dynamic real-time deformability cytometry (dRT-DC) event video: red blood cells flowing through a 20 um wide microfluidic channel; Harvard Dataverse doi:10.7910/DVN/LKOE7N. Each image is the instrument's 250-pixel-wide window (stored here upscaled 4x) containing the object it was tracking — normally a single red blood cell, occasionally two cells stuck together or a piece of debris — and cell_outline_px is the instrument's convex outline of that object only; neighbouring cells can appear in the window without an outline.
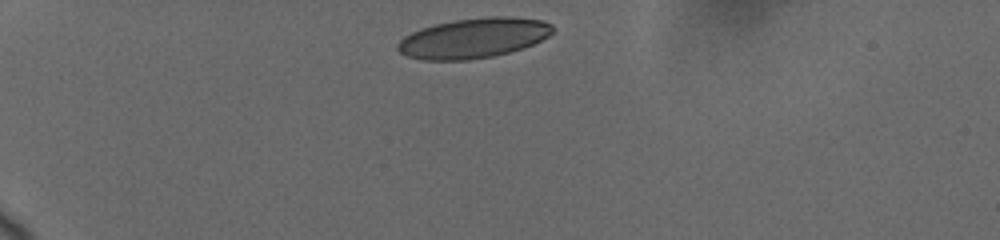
{"species": "human", "species_latin": "Homo sapiens", "temperature_condition": "cold", "stored_images_in_passage": 7, "camera_frame_rate_fps": 3000, "um_per_image_px": 0.085, "donor": {"sex": "female"}, "frame": {"image": 1, "passage_image": 1, "time_ms": 0.0, "image_size_px": [1000, 240], "cell_outline_px": [[552, 32], [548, 36], [524, 48], [492, 56], [468, 60], [424, 60], [408, 56], [400, 52], [396, 48], [396, 44], [404, 36], [420, 28], [436, 24], [456, 20], [488, 16], [504, 16], [540, 20], [552, 24]], "centroid_in_image_um": [40.22, 3.24], "position_along_channel_um": 44.8, "area_um2": 35.89}}
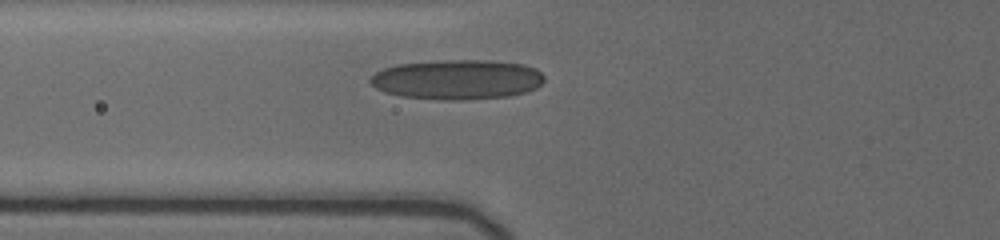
{"frame": {"image": 2, "passage_image": 5, "time_ms": 2.667, "image_size_px": [1000, 240], "cell_outline_px": [[544, 80], [536, 88], [528, 92], [508, 96], [460, 100], [444, 100], [404, 96], [384, 92], [376, 88], [368, 80], [376, 72], [384, 68], [396, 64], [440, 60], [488, 60], [524, 64], [536, 68], [544, 76]], "centroid_in_image_um": [38.88, 6.75], "position_along_channel_um": 86.9, "area_um2": 40.46}}
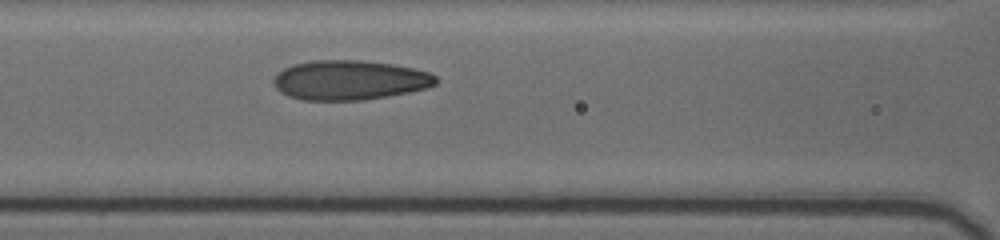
{"frame": {"image": 3, "passage_image": 7, "time_ms": 4.0, "image_size_px": [1000, 240], "cell_outline_px": [[436, 84], [424, 88], [408, 92], [360, 100], [300, 100], [288, 96], [280, 92], [276, 88], [272, 80], [284, 68], [292, 64], [312, 60], [360, 60], [392, 64], [412, 68], [428, 72], [436, 76]], "centroid_in_image_um": [29.66, 6.8], "position_along_channel_um": 136.9, "area_um2": 37.22}}